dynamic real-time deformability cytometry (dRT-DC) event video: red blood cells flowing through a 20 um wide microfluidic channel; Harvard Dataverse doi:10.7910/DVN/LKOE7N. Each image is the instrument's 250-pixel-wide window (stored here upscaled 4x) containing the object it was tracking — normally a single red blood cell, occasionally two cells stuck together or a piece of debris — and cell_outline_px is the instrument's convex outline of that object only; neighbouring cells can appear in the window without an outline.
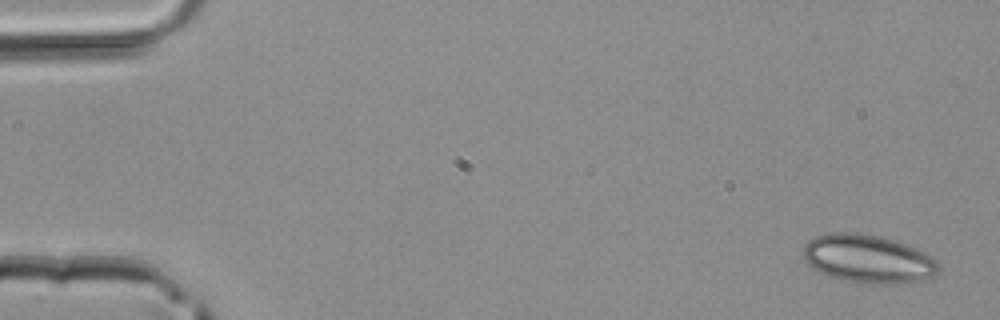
{"species": "common noctule bat (a hibernating species)", "species_latin": "Nyctalus noctula", "temperature_condition": "room temperature", "stored_images_in_passage": 4, "camera_frame_rate_fps": 3000, "um_per_image_px": 0.085, "animal": {"sex": "male", "body_mass_g": 20.4}, "frame": {"image": 1, "passage_image": 1, "time_ms": 0.0, "image_size_px": [1000, 320], "cell_outline_px": [[940, 268], [936, 276], [912, 284], [872, 284], [840, 280], [828, 276], [812, 268], [804, 260], [804, 244], [808, 240], [816, 236], [836, 232], [856, 232], [880, 236], [908, 244], [932, 256], [940, 264]], "centroid_in_image_um": [73.84, 22.03], "position_along_channel_um": 11.2, "area_um2": 38.9}}